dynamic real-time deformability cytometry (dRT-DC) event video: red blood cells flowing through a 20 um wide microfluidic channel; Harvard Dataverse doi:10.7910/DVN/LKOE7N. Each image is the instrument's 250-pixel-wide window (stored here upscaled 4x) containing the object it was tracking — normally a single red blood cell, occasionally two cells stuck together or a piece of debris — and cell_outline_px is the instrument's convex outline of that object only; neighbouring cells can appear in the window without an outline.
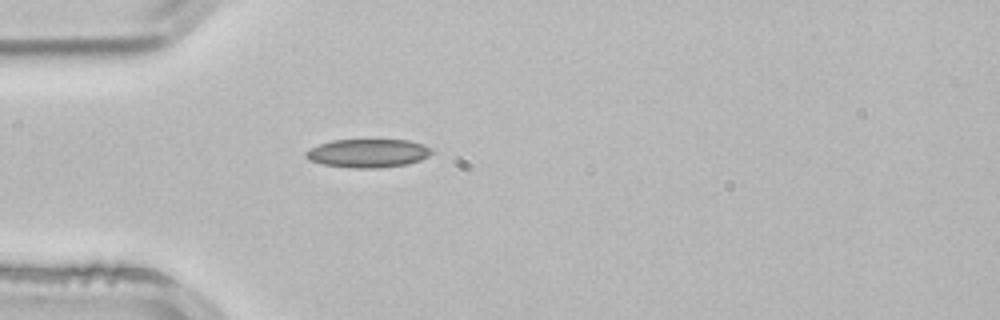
{"species": "common noctule bat (a hibernating species)", "species_latin": "Nyctalus noctula", "temperature_condition": "room temperature", "stored_images_in_passage": 3, "camera_frame_rate_fps": 3000, "um_per_image_px": 0.085, "animal": {"sex": "male", "body_mass_g": 21.5, "forearm_length_mm": 52.0}, "frame": {"image": 1, "passage_image": 1, "time_ms": 0.0, "image_size_px": [1000, 320], "cell_outline_px": [[432, 152], [428, 156], [420, 160], [404, 164], [380, 168], [356, 168], [324, 164], [308, 160], [304, 156], [304, 152], [320, 144], [332, 140], [408, 140], [424, 144], [432, 148]], "centroid_in_image_um": [31.28, 13.02], "position_along_channel_um": 53.7, "area_um2": 20.75}}